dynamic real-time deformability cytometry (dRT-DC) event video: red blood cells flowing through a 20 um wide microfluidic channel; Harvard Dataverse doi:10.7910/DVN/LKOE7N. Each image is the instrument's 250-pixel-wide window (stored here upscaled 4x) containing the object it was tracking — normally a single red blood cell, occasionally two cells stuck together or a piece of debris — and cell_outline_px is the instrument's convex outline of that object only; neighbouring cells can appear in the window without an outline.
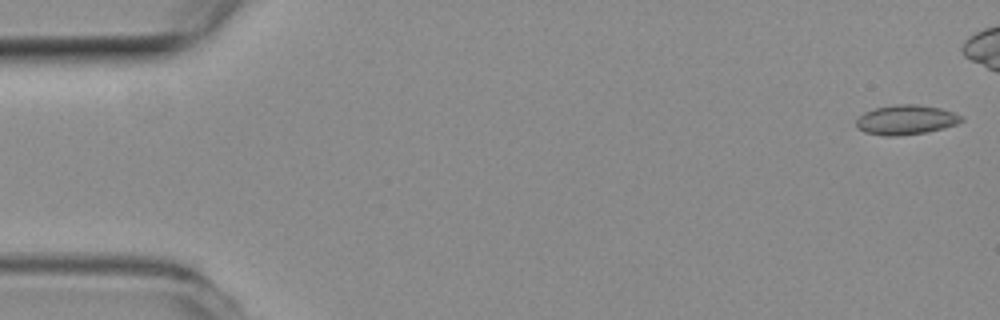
{"species": "common noctule bat (a hibernating species)", "species_latin": "Nyctalus noctula", "temperature_condition": "room temperature", "stored_images_in_passage": 44, "camera_frame_rate_fps": 3000, "um_per_image_px": 0.085, "animal": {"sex": "female", "body_mass_g": 19.3, "forearm_length_mm": 54.1}, "frame": {"image": 1, "passage_image": 1, "time_ms": 0.0, "image_size_px": [1000, 320], "cell_outline_px": [[964, 120], [956, 124], [944, 128], [924, 132], [896, 136], [884, 136], [864, 132], [856, 124], [856, 120], [864, 112], [876, 108], [896, 104], [916, 104], [940, 108], [964, 116]], "centroid_in_image_um": [77.02, 10.18], "position_along_channel_um": 8.0, "area_um2": 18.03}}
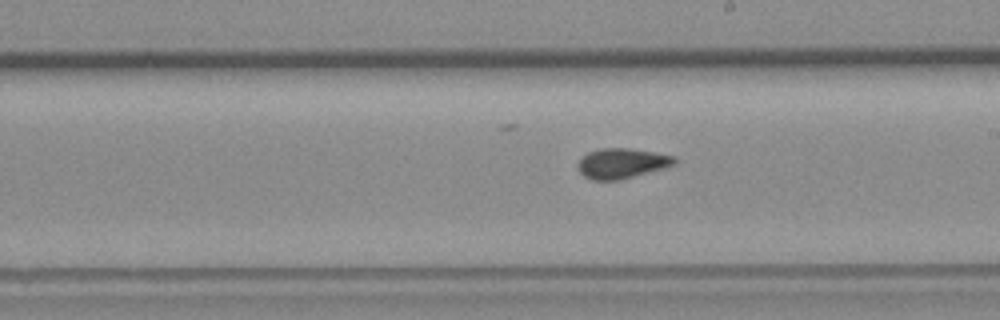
{"frame": {"image": 2, "passage_image": 30, "time_ms": 9.667, "image_size_px": [1000, 320], "cell_outline_px": [[676, 164], [664, 168], [620, 180], [592, 180], [584, 176], [580, 172], [576, 164], [588, 152], [600, 148], [628, 148], [652, 152], [672, 156], [676, 160]], "centroid_in_image_um": [52.82, 13.89], "position_along_channel_um": 236.2, "area_um2": 16.82}}
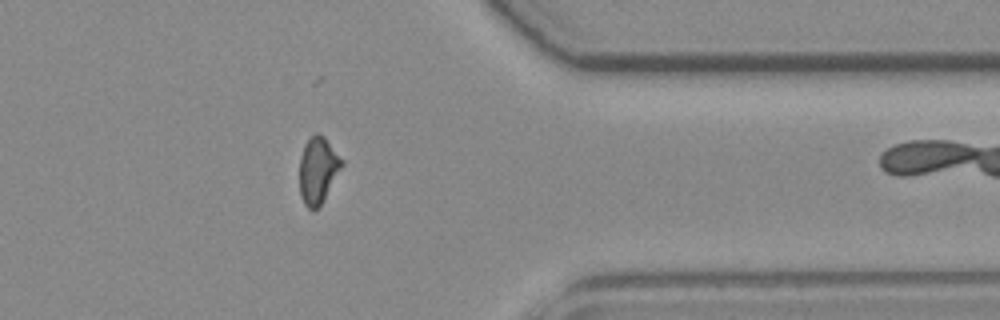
{"frame": {"image": 3, "passage_image": 43, "time_ms": 14.0, "image_size_px": [1000, 320], "cell_outline_px": [[344, 164], [320, 204], [316, 208], [308, 208], [304, 204], [300, 196], [300, 156], [304, 144], [316, 132], [324, 136], [344, 160]], "centroid_in_image_um": [27.03, 14.42], "position_along_channel_um": 384.4, "area_um2": 16.18}}